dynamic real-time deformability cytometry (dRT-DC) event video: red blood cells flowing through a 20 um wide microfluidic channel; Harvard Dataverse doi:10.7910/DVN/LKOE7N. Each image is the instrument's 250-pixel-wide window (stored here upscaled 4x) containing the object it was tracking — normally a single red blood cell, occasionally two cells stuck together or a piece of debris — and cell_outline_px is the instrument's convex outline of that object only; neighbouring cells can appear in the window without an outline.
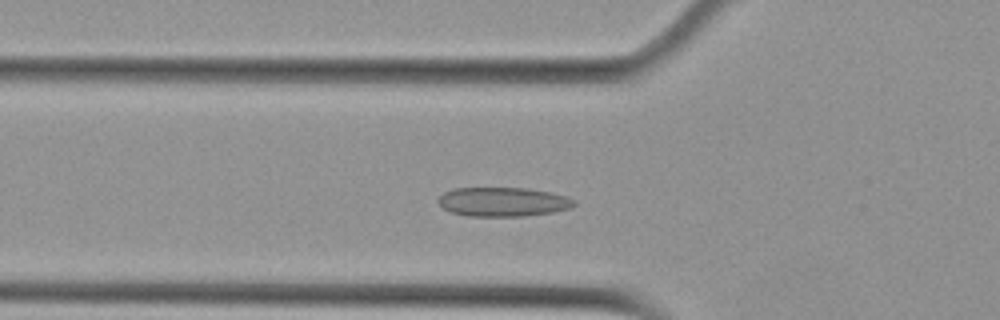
{"species": "Egyptian fruit bat (a non-hibernating species)", "species_latin": "Rousettus aegyptiacus", "temperature_condition": "cold", "stored_images_in_passage": 28, "camera_frame_rate_fps": 3000, "um_per_image_px": 0.085, "animal": {"sex": "female"}, "frame": {"image": 1, "passage_image": 14, "time_ms": 4.333, "image_size_px": [1000, 320], "cell_outline_px": [[576, 204], [568, 208], [552, 212], [524, 216], [468, 216], [452, 212], [444, 208], [436, 200], [444, 192], [452, 188], [528, 188], [552, 192], [568, 196], [576, 200]], "centroid_in_image_um": [42.77, 17.14], "position_along_channel_um": 83.0, "area_um2": 23.18}}
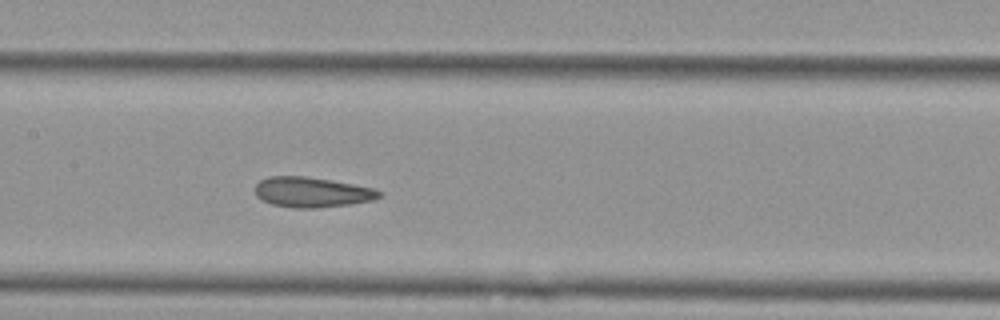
{"frame": {"image": 2, "passage_image": 22, "time_ms": 7.0, "image_size_px": [1000, 320], "cell_outline_px": [[384, 192], [380, 196], [372, 200], [352, 204], [316, 208], [292, 208], [272, 204], [256, 196], [256, 184], [260, 180], [268, 176], [304, 176], [332, 180], [372, 188]], "centroid_in_image_um": [26.51, 16.34], "position_along_channel_um": 180.9, "area_um2": 21.79}}
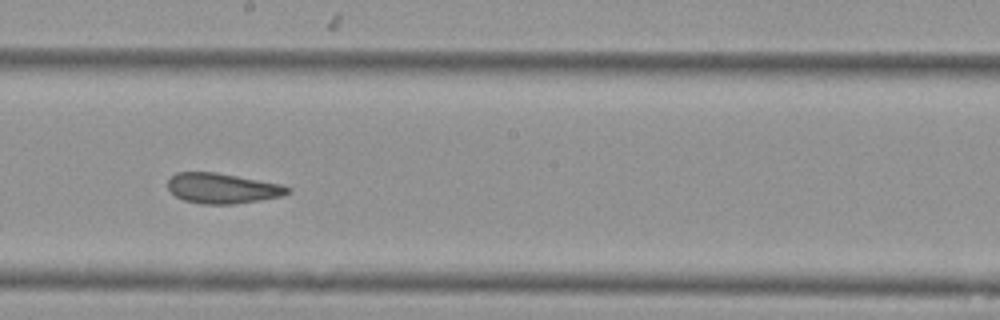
{"frame": {"image": 3, "passage_image": 26, "time_ms": 8.333, "image_size_px": [1000, 320], "cell_outline_px": [[292, 192], [280, 196], [260, 200], [232, 204], [204, 204], [184, 200], [176, 196], [168, 188], [168, 180], [176, 172], [216, 172], [280, 184], [292, 188]], "centroid_in_image_um": [18.91, 16.0], "position_along_channel_um": 229.3, "area_um2": 20.98}}